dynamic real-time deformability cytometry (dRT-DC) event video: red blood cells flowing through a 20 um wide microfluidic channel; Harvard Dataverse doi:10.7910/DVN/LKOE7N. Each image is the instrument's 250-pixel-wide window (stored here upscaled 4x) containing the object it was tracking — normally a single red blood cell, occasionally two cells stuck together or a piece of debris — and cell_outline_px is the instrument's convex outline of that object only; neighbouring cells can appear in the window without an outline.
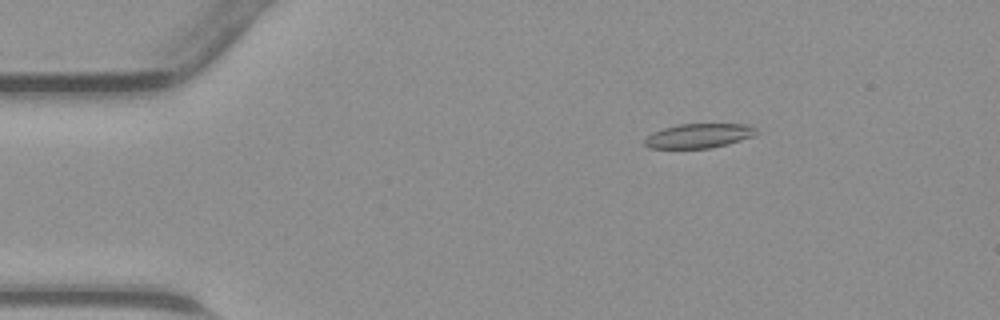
{"species": "common noctule bat (a hibernating species)", "species_latin": "Nyctalus noctula", "temperature_condition": "warm", "stored_images_in_passage": 46, "camera_frame_rate_fps": 3000, "um_per_image_px": 0.085, "animal": {"sex": "male", "body_mass_g": 23.1, "forearm_length_mm": 52.7}, "frame": {"image": 1, "passage_image": 8, "time_ms": 2.333, "image_size_px": [1000, 320], "cell_outline_px": [[760, 132], [752, 136], [740, 140], [708, 148], [648, 148], [644, 144], [644, 140], [652, 132], [676, 124], [752, 124]], "centroid_in_image_um": [59.4, 11.52], "position_along_channel_um": 25.6, "area_um2": 15.84}}
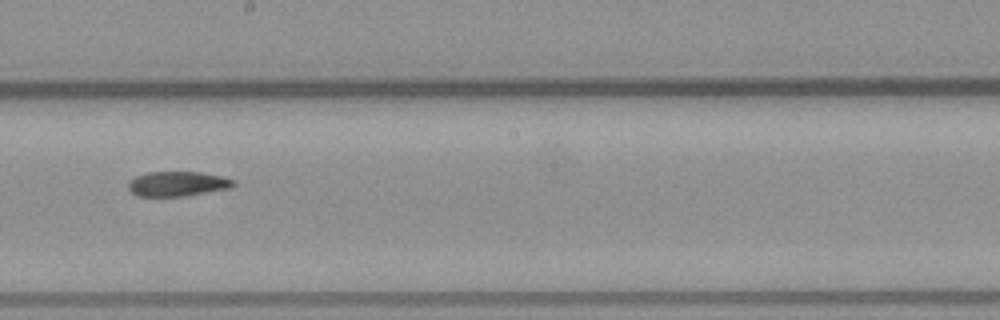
{"frame": {"image": 2, "passage_image": 26, "time_ms": 8.333, "image_size_px": [1000, 320], "cell_outline_px": [[236, 184], [232, 188], [184, 196], [136, 196], [128, 188], [128, 184], [136, 176], [148, 172], [200, 172], [220, 176], [236, 180]], "centroid_in_image_um": [15.13, 15.63], "position_along_channel_um": 233.1, "area_um2": 15.2}}
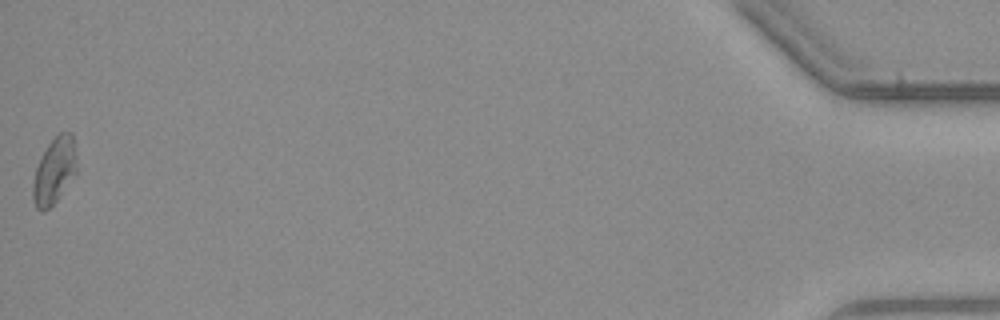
{"frame": {"image": 3, "passage_image": 46, "time_ms": 15.0, "image_size_px": [1000, 320], "cell_outline_px": [[76, 172], [56, 200], [44, 212], [36, 208], [32, 200], [32, 184], [36, 168], [48, 144], [60, 132], [72, 132], [76, 156]], "centroid_in_image_um": [4.6, 14.52], "position_along_channel_um": 430.6, "area_um2": 16.59}}